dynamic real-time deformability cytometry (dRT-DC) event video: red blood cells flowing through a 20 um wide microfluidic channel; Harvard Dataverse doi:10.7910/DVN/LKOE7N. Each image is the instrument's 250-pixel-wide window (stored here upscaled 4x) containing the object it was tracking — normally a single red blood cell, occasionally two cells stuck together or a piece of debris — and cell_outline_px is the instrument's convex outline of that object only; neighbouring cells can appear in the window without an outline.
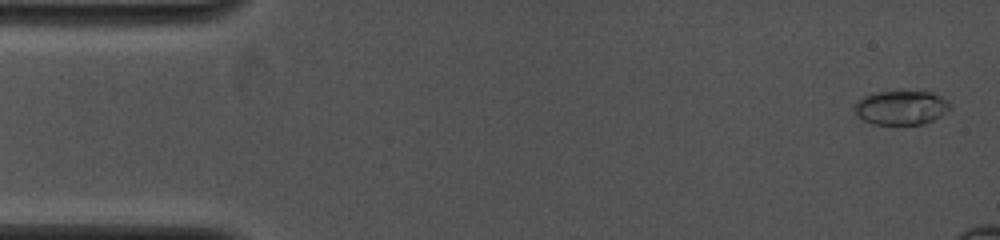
{"species": "common noctule bat (a hibernating species)", "species_latin": "Nyctalus noctula", "temperature_condition": "cold", "stored_images_in_passage": 9, "camera_frame_rate_fps": 4000, "um_per_image_px": 0.085, "animal": {"sex": "female", "body_mass_g": 19.0, "forearm_length_mm": 53.3}, "frame": {"image": 1, "passage_image": 1, "time_ms": 0.0, "image_size_px": [1000, 240], "cell_outline_px": [[952, 108], [948, 112], [932, 120], [920, 124], [872, 124], [864, 120], [852, 108], [864, 96], [872, 92], [928, 88], [936, 92]], "centroid_in_image_um": [76.64, 9.08], "position_along_channel_um": 8.4, "area_um2": 19.65}}